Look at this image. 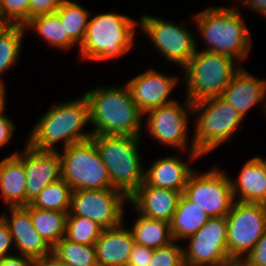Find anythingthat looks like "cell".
Masks as SVG:
<instances>
[{
  "label": "cell",
  "instance_id": "obj_40",
  "mask_svg": "<svg viewBox=\"0 0 266 266\" xmlns=\"http://www.w3.org/2000/svg\"><path fill=\"white\" fill-rule=\"evenodd\" d=\"M32 258L21 254H11L0 259V266H31Z\"/></svg>",
  "mask_w": 266,
  "mask_h": 266
},
{
  "label": "cell",
  "instance_id": "obj_6",
  "mask_svg": "<svg viewBox=\"0 0 266 266\" xmlns=\"http://www.w3.org/2000/svg\"><path fill=\"white\" fill-rule=\"evenodd\" d=\"M236 62L229 56L196 48L193 57L181 69L185 97L194 104L221 96L241 67Z\"/></svg>",
  "mask_w": 266,
  "mask_h": 266
},
{
  "label": "cell",
  "instance_id": "obj_4",
  "mask_svg": "<svg viewBox=\"0 0 266 266\" xmlns=\"http://www.w3.org/2000/svg\"><path fill=\"white\" fill-rule=\"evenodd\" d=\"M138 20L116 12L90 14L84 41L78 48L80 58L102 62L126 55L134 47Z\"/></svg>",
  "mask_w": 266,
  "mask_h": 266
},
{
  "label": "cell",
  "instance_id": "obj_28",
  "mask_svg": "<svg viewBox=\"0 0 266 266\" xmlns=\"http://www.w3.org/2000/svg\"><path fill=\"white\" fill-rule=\"evenodd\" d=\"M65 28V36L80 47L84 41L91 12L76 1L64 0L55 11Z\"/></svg>",
  "mask_w": 266,
  "mask_h": 266
},
{
  "label": "cell",
  "instance_id": "obj_17",
  "mask_svg": "<svg viewBox=\"0 0 266 266\" xmlns=\"http://www.w3.org/2000/svg\"><path fill=\"white\" fill-rule=\"evenodd\" d=\"M189 161L178 155L160 156L144 171V182L149 186L184 192L189 176L195 171L192 161L202 157L196 151H187ZM191 162V163H188Z\"/></svg>",
  "mask_w": 266,
  "mask_h": 266
},
{
  "label": "cell",
  "instance_id": "obj_38",
  "mask_svg": "<svg viewBox=\"0 0 266 266\" xmlns=\"http://www.w3.org/2000/svg\"><path fill=\"white\" fill-rule=\"evenodd\" d=\"M250 266H266V232L247 255Z\"/></svg>",
  "mask_w": 266,
  "mask_h": 266
},
{
  "label": "cell",
  "instance_id": "obj_23",
  "mask_svg": "<svg viewBox=\"0 0 266 266\" xmlns=\"http://www.w3.org/2000/svg\"><path fill=\"white\" fill-rule=\"evenodd\" d=\"M230 178L234 201L266 204V171L255 156L243 164L236 180Z\"/></svg>",
  "mask_w": 266,
  "mask_h": 266
},
{
  "label": "cell",
  "instance_id": "obj_19",
  "mask_svg": "<svg viewBox=\"0 0 266 266\" xmlns=\"http://www.w3.org/2000/svg\"><path fill=\"white\" fill-rule=\"evenodd\" d=\"M221 97L235 108L243 119L250 109L259 104L266 114V79L255 77L241 66Z\"/></svg>",
  "mask_w": 266,
  "mask_h": 266
},
{
  "label": "cell",
  "instance_id": "obj_1",
  "mask_svg": "<svg viewBox=\"0 0 266 266\" xmlns=\"http://www.w3.org/2000/svg\"><path fill=\"white\" fill-rule=\"evenodd\" d=\"M89 105L93 135L142 136L144 114L127 85L95 86L84 93Z\"/></svg>",
  "mask_w": 266,
  "mask_h": 266
},
{
  "label": "cell",
  "instance_id": "obj_25",
  "mask_svg": "<svg viewBox=\"0 0 266 266\" xmlns=\"http://www.w3.org/2000/svg\"><path fill=\"white\" fill-rule=\"evenodd\" d=\"M25 28L27 31L34 30L43 42L57 50L70 51L76 46L68 36H65L64 25L56 13L37 15L25 24Z\"/></svg>",
  "mask_w": 266,
  "mask_h": 266
},
{
  "label": "cell",
  "instance_id": "obj_16",
  "mask_svg": "<svg viewBox=\"0 0 266 266\" xmlns=\"http://www.w3.org/2000/svg\"><path fill=\"white\" fill-rule=\"evenodd\" d=\"M22 163L26 177V206L51 183L61 178V159L56 151L39 150L25 144Z\"/></svg>",
  "mask_w": 266,
  "mask_h": 266
},
{
  "label": "cell",
  "instance_id": "obj_34",
  "mask_svg": "<svg viewBox=\"0 0 266 266\" xmlns=\"http://www.w3.org/2000/svg\"><path fill=\"white\" fill-rule=\"evenodd\" d=\"M148 266H185L183 247L174 240L166 246L153 249L151 262Z\"/></svg>",
  "mask_w": 266,
  "mask_h": 266
},
{
  "label": "cell",
  "instance_id": "obj_15",
  "mask_svg": "<svg viewBox=\"0 0 266 266\" xmlns=\"http://www.w3.org/2000/svg\"><path fill=\"white\" fill-rule=\"evenodd\" d=\"M178 79L150 68L131 78L126 85L137 107L145 114L151 109L176 101L170 94L177 87Z\"/></svg>",
  "mask_w": 266,
  "mask_h": 266
},
{
  "label": "cell",
  "instance_id": "obj_46",
  "mask_svg": "<svg viewBox=\"0 0 266 266\" xmlns=\"http://www.w3.org/2000/svg\"><path fill=\"white\" fill-rule=\"evenodd\" d=\"M236 2L238 1V4L240 2V4H243L245 0H235Z\"/></svg>",
  "mask_w": 266,
  "mask_h": 266
},
{
  "label": "cell",
  "instance_id": "obj_21",
  "mask_svg": "<svg viewBox=\"0 0 266 266\" xmlns=\"http://www.w3.org/2000/svg\"><path fill=\"white\" fill-rule=\"evenodd\" d=\"M124 223L104 229L94 243L98 266H126L135 243L133 233Z\"/></svg>",
  "mask_w": 266,
  "mask_h": 266
},
{
  "label": "cell",
  "instance_id": "obj_29",
  "mask_svg": "<svg viewBox=\"0 0 266 266\" xmlns=\"http://www.w3.org/2000/svg\"><path fill=\"white\" fill-rule=\"evenodd\" d=\"M25 25L5 24L0 29V80L16 63H18L23 41L25 38Z\"/></svg>",
  "mask_w": 266,
  "mask_h": 266
},
{
  "label": "cell",
  "instance_id": "obj_39",
  "mask_svg": "<svg viewBox=\"0 0 266 266\" xmlns=\"http://www.w3.org/2000/svg\"><path fill=\"white\" fill-rule=\"evenodd\" d=\"M10 247L14 248L13 238L9 231L8 225L0 217V259H2L5 256L13 254L12 252H10L11 251Z\"/></svg>",
  "mask_w": 266,
  "mask_h": 266
},
{
  "label": "cell",
  "instance_id": "obj_18",
  "mask_svg": "<svg viewBox=\"0 0 266 266\" xmlns=\"http://www.w3.org/2000/svg\"><path fill=\"white\" fill-rule=\"evenodd\" d=\"M7 208L9 213L0 217L8 225L16 254L34 258L51 253L52 247L35 230L30 211L25 206Z\"/></svg>",
  "mask_w": 266,
  "mask_h": 266
},
{
  "label": "cell",
  "instance_id": "obj_10",
  "mask_svg": "<svg viewBox=\"0 0 266 266\" xmlns=\"http://www.w3.org/2000/svg\"><path fill=\"white\" fill-rule=\"evenodd\" d=\"M144 116H146L145 127L150 138L165 146L176 148L175 150L179 152L186 149L196 151L194 141H188V129H190L188 126L189 120L193 117V104L186 97L182 104L176 100L151 109Z\"/></svg>",
  "mask_w": 266,
  "mask_h": 266
},
{
  "label": "cell",
  "instance_id": "obj_14",
  "mask_svg": "<svg viewBox=\"0 0 266 266\" xmlns=\"http://www.w3.org/2000/svg\"><path fill=\"white\" fill-rule=\"evenodd\" d=\"M185 240L189 242L187 248L183 246L185 266H216L229 255L226 217L210 218Z\"/></svg>",
  "mask_w": 266,
  "mask_h": 266
},
{
  "label": "cell",
  "instance_id": "obj_24",
  "mask_svg": "<svg viewBox=\"0 0 266 266\" xmlns=\"http://www.w3.org/2000/svg\"><path fill=\"white\" fill-rule=\"evenodd\" d=\"M209 216L197 204L191 202L184 194L170 223L173 240L185 241L195 234L208 220Z\"/></svg>",
  "mask_w": 266,
  "mask_h": 266
},
{
  "label": "cell",
  "instance_id": "obj_27",
  "mask_svg": "<svg viewBox=\"0 0 266 266\" xmlns=\"http://www.w3.org/2000/svg\"><path fill=\"white\" fill-rule=\"evenodd\" d=\"M25 207L35 230L52 248L65 237L68 212L48 211L30 204Z\"/></svg>",
  "mask_w": 266,
  "mask_h": 266
},
{
  "label": "cell",
  "instance_id": "obj_11",
  "mask_svg": "<svg viewBox=\"0 0 266 266\" xmlns=\"http://www.w3.org/2000/svg\"><path fill=\"white\" fill-rule=\"evenodd\" d=\"M183 194L209 218L226 217L234 203L231 178L217 166L202 173L195 170L189 176Z\"/></svg>",
  "mask_w": 266,
  "mask_h": 266
},
{
  "label": "cell",
  "instance_id": "obj_8",
  "mask_svg": "<svg viewBox=\"0 0 266 266\" xmlns=\"http://www.w3.org/2000/svg\"><path fill=\"white\" fill-rule=\"evenodd\" d=\"M61 178L74 190L114 189L100 153L90 138L59 151Z\"/></svg>",
  "mask_w": 266,
  "mask_h": 266
},
{
  "label": "cell",
  "instance_id": "obj_7",
  "mask_svg": "<svg viewBox=\"0 0 266 266\" xmlns=\"http://www.w3.org/2000/svg\"><path fill=\"white\" fill-rule=\"evenodd\" d=\"M194 132L192 140L201 156L233 139L244 119L221 96L193 104ZM195 125V126H194Z\"/></svg>",
  "mask_w": 266,
  "mask_h": 266
},
{
  "label": "cell",
  "instance_id": "obj_22",
  "mask_svg": "<svg viewBox=\"0 0 266 266\" xmlns=\"http://www.w3.org/2000/svg\"><path fill=\"white\" fill-rule=\"evenodd\" d=\"M0 193L8 207L26 206V177L22 152L0 159Z\"/></svg>",
  "mask_w": 266,
  "mask_h": 266
},
{
  "label": "cell",
  "instance_id": "obj_3",
  "mask_svg": "<svg viewBox=\"0 0 266 266\" xmlns=\"http://www.w3.org/2000/svg\"><path fill=\"white\" fill-rule=\"evenodd\" d=\"M237 7L209 6L194 14L193 21L201 39L207 45L202 50L229 56L240 65L252 50V38Z\"/></svg>",
  "mask_w": 266,
  "mask_h": 266
},
{
  "label": "cell",
  "instance_id": "obj_12",
  "mask_svg": "<svg viewBox=\"0 0 266 266\" xmlns=\"http://www.w3.org/2000/svg\"><path fill=\"white\" fill-rule=\"evenodd\" d=\"M227 219L229 255L247 256L266 232V206L234 201Z\"/></svg>",
  "mask_w": 266,
  "mask_h": 266
},
{
  "label": "cell",
  "instance_id": "obj_31",
  "mask_svg": "<svg viewBox=\"0 0 266 266\" xmlns=\"http://www.w3.org/2000/svg\"><path fill=\"white\" fill-rule=\"evenodd\" d=\"M52 252L66 266H98L94 245L78 244L63 237Z\"/></svg>",
  "mask_w": 266,
  "mask_h": 266
},
{
  "label": "cell",
  "instance_id": "obj_30",
  "mask_svg": "<svg viewBox=\"0 0 266 266\" xmlns=\"http://www.w3.org/2000/svg\"><path fill=\"white\" fill-rule=\"evenodd\" d=\"M72 192L71 186L60 178L46 186L30 205L48 211L69 212Z\"/></svg>",
  "mask_w": 266,
  "mask_h": 266
},
{
  "label": "cell",
  "instance_id": "obj_33",
  "mask_svg": "<svg viewBox=\"0 0 266 266\" xmlns=\"http://www.w3.org/2000/svg\"><path fill=\"white\" fill-rule=\"evenodd\" d=\"M29 21V0H0V22L25 25Z\"/></svg>",
  "mask_w": 266,
  "mask_h": 266
},
{
  "label": "cell",
  "instance_id": "obj_41",
  "mask_svg": "<svg viewBox=\"0 0 266 266\" xmlns=\"http://www.w3.org/2000/svg\"><path fill=\"white\" fill-rule=\"evenodd\" d=\"M31 266H66L53 252L32 258Z\"/></svg>",
  "mask_w": 266,
  "mask_h": 266
},
{
  "label": "cell",
  "instance_id": "obj_44",
  "mask_svg": "<svg viewBox=\"0 0 266 266\" xmlns=\"http://www.w3.org/2000/svg\"><path fill=\"white\" fill-rule=\"evenodd\" d=\"M6 85L4 81L0 80V114H3L6 111Z\"/></svg>",
  "mask_w": 266,
  "mask_h": 266
},
{
  "label": "cell",
  "instance_id": "obj_45",
  "mask_svg": "<svg viewBox=\"0 0 266 266\" xmlns=\"http://www.w3.org/2000/svg\"><path fill=\"white\" fill-rule=\"evenodd\" d=\"M259 162L261 163V165L263 166L264 170L266 171V158H262L261 156H255Z\"/></svg>",
  "mask_w": 266,
  "mask_h": 266
},
{
  "label": "cell",
  "instance_id": "obj_35",
  "mask_svg": "<svg viewBox=\"0 0 266 266\" xmlns=\"http://www.w3.org/2000/svg\"><path fill=\"white\" fill-rule=\"evenodd\" d=\"M64 0H29V20L37 15L52 14Z\"/></svg>",
  "mask_w": 266,
  "mask_h": 266
},
{
  "label": "cell",
  "instance_id": "obj_32",
  "mask_svg": "<svg viewBox=\"0 0 266 266\" xmlns=\"http://www.w3.org/2000/svg\"><path fill=\"white\" fill-rule=\"evenodd\" d=\"M103 230V227L89 218L67 215L65 233L67 240L78 244L94 245Z\"/></svg>",
  "mask_w": 266,
  "mask_h": 266
},
{
  "label": "cell",
  "instance_id": "obj_26",
  "mask_svg": "<svg viewBox=\"0 0 266 266\" xmlns=\"http://www.w3.org/2000/svg\"><path fill=\"white\" fill-rule=\"evenodd\" d=\"M137 214L136 221L130 228L134 241L143 246L157 249L173 242L170 223L146 218Z\"/></svg>",
  "mask_w": 266,
  "mask_h": 266
},
{
  "label": "cell",
  "instance_id": "obj_43",
  "mask_svg": "<svg viewBox=\"0 0 266 266\" xmlns=\"http://www.w3.org/2000/svg\"><path fill=\"white\" fill-rule=\"evenodd\" d=\"M242 5L254 11V13L261 14V17L266 14V0H245Z\"/></svg>",
  "mask_w": 266,
  "mask_h": 266
},
{
  "label": "cell",
  "instance_id": "obj_47",
  "mask_svg": "<svg viewBox=\"0 0 266 266\" xmlns=\"http://www.w3.org/2000/svg\"><path fill=\"white\" fill-rule=\"evenodd\" d=\"M4 25H5V24H3V23L0 22V29H1Z\"/></svg>",
  "mask_w": 266,
  "mask_h": 266
},
{
  "label": "cell",
  "instance_id": "obj_5",
  "mask_svg": "<svg viewBox=\"0 0 266 266\" xmlns=\"http://www.w3.org/2000/svg\"><path fill=\"white\" fill-rule=\"evenodd\" d=\"M91 139L108 169L112 187L129 198L144 182L139 153L142 136L93 135Z\"/></svg>",
  "mask_w": 266,
  "mask_h": 266
},
{
  "label": "cell",
  "instance_id": "obj_42",
  "mask_svg": "<svg viewBox=\"0 0 266 266\" xmlns=\"http://www.w3.org/2000/svg\"><path fill=\"white\" fill-rule=\"evenodd\" d=\"M216 266H250L247 256L228 255Z\"/></svg>",
  "mask_w": 266,
  "mask_h": 266
},
{
  "label": "cell",
  "instance_id": "obj_36",
  "mask_svg": "<svg viewBox=\"0 0 266 266\" xmlns=\"http://www.w3.org/2000/svg\"><path fill=\"white\" fill-rule=\"evenodd\" d=\"M153 255V249L143 246L138 243H134L130 258L128 261L129 266H148L151 262Z\"/></svg>",
  "mask_w": 266,
  "mask_h": 266
},
{
  "label": "cell",
  "instance_id": "obj_37",
  "mask_svg": "<svg viewBox=\"0 0 266 266\" xmlns=\"http://www.w3.org/2000/svg\"><path fill=\"white\" fill-rule=\"evenodd\" d=\"M16 125L6 113L0 114V150L7 146L14 136Z\"/></svg>",
  "mask_w": 266,
  "mask_h": 266
},
{
  "label": "cell",
  "instance_id": "obj_9",
  "mask_svg": "<svg viewBox=\"0 0 266 266\" xmlns=\"http://www.w3.org/2000/svg\"><path fill=\"white\" fill-rule=\"evenodd\" d=\"M139 30L149 37L152 46L167 62L182 69L195 54L196 38L184 21L175 23L158 16L142 14L139 19ZM172 61V62H171Z\"/></svg>",
  "mask_w": 266,
  "mask_h": 266
},
{
  "label": "cell",
  "instance_id": "obj_2",
  "mask_svg": "<svg viewBox=\"0 0 266 266\" xmlns=\"http://www.w3.org/2000/svg\"><path fill=\"white\" fill-rule=\"evenodd\" d=\"M36 121L28 133L26 143L39 150L56 151V144L62 141V149L92 138L89 105L84 94L73 100H66L52 106ZM84 128V129H83Z\"/></svg>",
  "mask_w": 266,
  "mask_h": 266
},
{
  "label": "cell",
  "instance_id": "obj_13",
  "mask_svg": "<svg viewBox=\"0 0 266 266\" xmlns=\"http://www.w3.org/2000/svg\"><path fill=\"white\" fill-rule=\"evenodd\" d=\"M129 198L117 189L74 190L68 215L86 217L104 229L124 223Z\"/></svg>",
  "mask_w": 266,
  "mask_h": 266
},
{
  "label": "cell",
  "instance_id": "obj_20",
  "mask_svg": "<svg viewBox=\"0 0 266 266\" xmlns=\"http://www.w3.org/2000/svg\"><path fill=\"white\" fill-rule=\"evenodd\" d=\"M182 192L149 186L143 182L129 197L134 211L146 218L171 223Z\"/></svg>",
  "mask_w": 266,
  "mask_h": 266
}]
</instances>
